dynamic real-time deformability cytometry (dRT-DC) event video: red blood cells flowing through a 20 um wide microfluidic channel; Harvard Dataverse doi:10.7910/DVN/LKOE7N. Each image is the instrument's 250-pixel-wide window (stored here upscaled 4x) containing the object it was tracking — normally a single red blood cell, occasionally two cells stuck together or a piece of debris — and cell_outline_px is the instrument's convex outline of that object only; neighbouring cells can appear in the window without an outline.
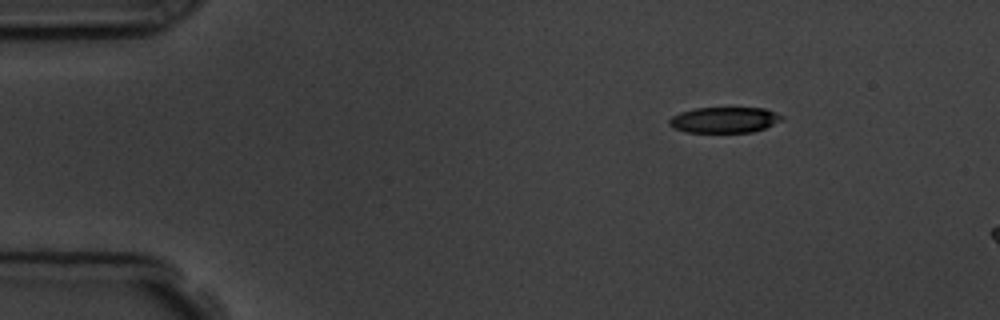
{"species": "common noctule bat (a hibernating species)", "species_latin": "Nyctalus noctula", "temperature_condition": "room temperature", "stored_images_in_passage": 2, "camera_frame_rate_fps": 3000, "um_per_image_px": 0.085, "animal": {"sex": "male", "body_mass_g": 19.5, "forearm_length_mm": 54.6}, "frame": {"image": 1, "passage_image": 1, "time_ms": 0.0, "image_size_px": [1000, 320], "cell_outline_px": [[784, 116], [780, 120], [764, 128], [752, 132], [688, 132], [672, 128], [668, 124], [668, 120], [672, 116], [680, 112], [696, 108], [764, 108]], "centroid_in_image_um": [61.52, 10.19], "position_along_channel_um": 23.5, "area_um2": 16.76}}